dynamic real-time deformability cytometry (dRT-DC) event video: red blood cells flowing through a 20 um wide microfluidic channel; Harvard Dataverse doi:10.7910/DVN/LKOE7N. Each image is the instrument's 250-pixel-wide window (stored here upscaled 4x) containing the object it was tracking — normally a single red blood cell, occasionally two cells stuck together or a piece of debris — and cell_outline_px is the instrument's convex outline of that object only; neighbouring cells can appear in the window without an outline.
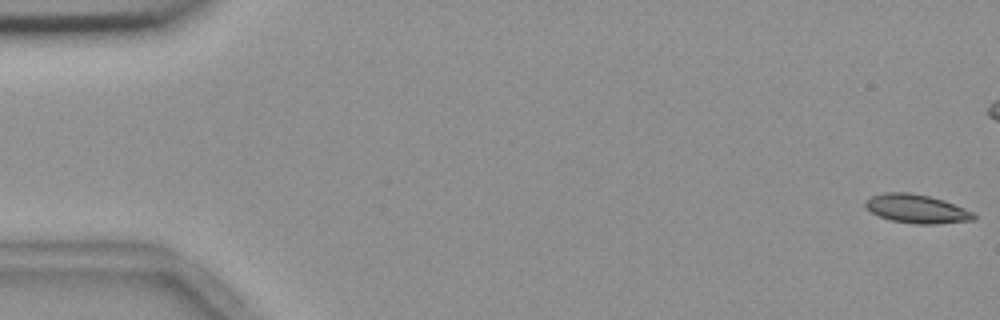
{"species": "common noctule bat (a hibernating species)", "species_latin": "Nyctalus noctula", "temperature_condition": "room temperature", "stored_images_in_passage": 56, "camera_frame_rate_fps": 3000, "um_per_image_px": 0.085, "animal": {"sex": "female", "body_mass_g": 18.4}, "frame": {"image": 1, "passage_image": 1, "time_ms": 0.0, "image_size_px": [1000, 320], "cell_outline_px": [[976, 216], [972, 220], [936, 224], [916, 224], [892, 220], [880, 216], [864, 208], [864, 204], [872, 196], [884, 192], [908, 192], [928, 196], [944, 200], [964, 208], [972, 212]], "centroid_in_image_um": [77.9, 17.74], "position_along_channel_um": 7.1, "area_um2": 17.92}}
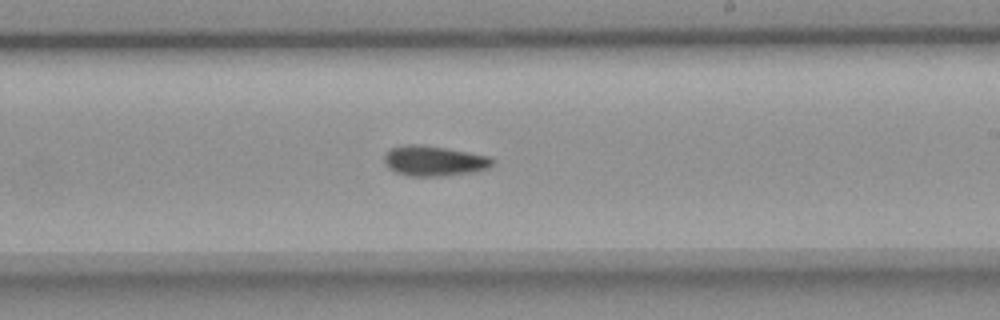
{"frame": {"image": 2, "passage_image": 33, "time_ms": 10.667, "image_size_px": [1000, 320], "cell_outline_px": [[492, 164], [488, 168], [472, 172], [444, 176], [412, 176], [396, 172], [388, 168], [384, 164], [384, 156], [392, 148], [408, 144], [420, 144], [468, 152], [488, 156], [492, 160]], "centroid_in_image_um": [36.86, 13.68], "position_along_channel_um": 252.1, "area_um2": 18.79}}
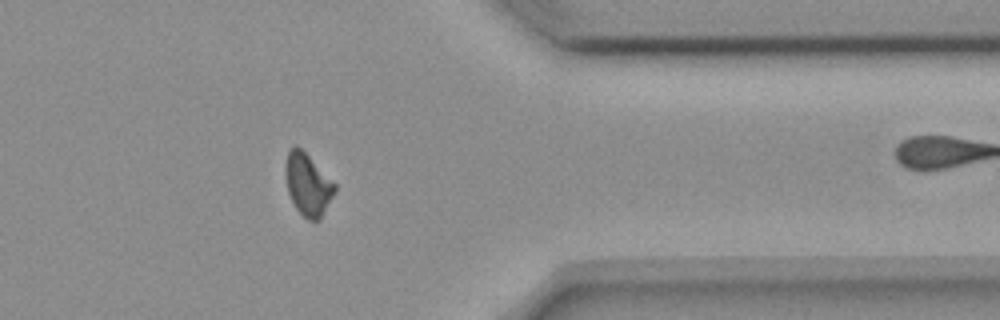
{"frame": {"image": 3, "passage_image": 45, "time_ms": 14.667, "image_size_px": [1000, 320], "cell_outline_px": [[336, 192], [320, 220], [308, 220], [296, 208], [288, 192], [284, 172], [284, 164], [288, 152], [296, 144], [336, 184]], "centroid_in_image_um": [26.16, 15.69], "position_along_channel_um": 385.2, "area_um2": 17.74}}